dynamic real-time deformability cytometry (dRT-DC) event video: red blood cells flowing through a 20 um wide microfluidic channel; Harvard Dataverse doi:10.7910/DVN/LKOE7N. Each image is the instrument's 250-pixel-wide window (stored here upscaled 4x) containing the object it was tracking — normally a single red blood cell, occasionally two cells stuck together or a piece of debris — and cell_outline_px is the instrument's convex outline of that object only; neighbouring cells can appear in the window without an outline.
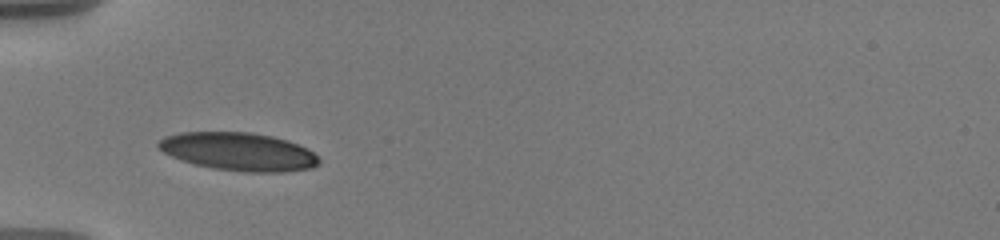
{"species": "human", "species_latin": "Homo sapiens", "temperature_condition": "warm", "stored_images_in_passage": 2, "camera_frame_rate_fps": 3000, "um_per_image_px": 0.085, "donor": {"sex": "male"}, "frame": {"image": 1, "passage_image": 1, "time_ms": 0.0, "image_size_px": [1000, 240], "cell_outline_px": [[320, 164], [312, 168], [284, 172], [248, 172], [212, 168], [180, 160], [156, 148], [156, 144], [164, 136], [180, 132], [252, 132], [272, 136], [288, 140], [308, 148], [320, 160]], "centroid_in_image_um": [20.28, 12.88], "position_along_channel_um": 64.7, "area_um2": 35.84}}